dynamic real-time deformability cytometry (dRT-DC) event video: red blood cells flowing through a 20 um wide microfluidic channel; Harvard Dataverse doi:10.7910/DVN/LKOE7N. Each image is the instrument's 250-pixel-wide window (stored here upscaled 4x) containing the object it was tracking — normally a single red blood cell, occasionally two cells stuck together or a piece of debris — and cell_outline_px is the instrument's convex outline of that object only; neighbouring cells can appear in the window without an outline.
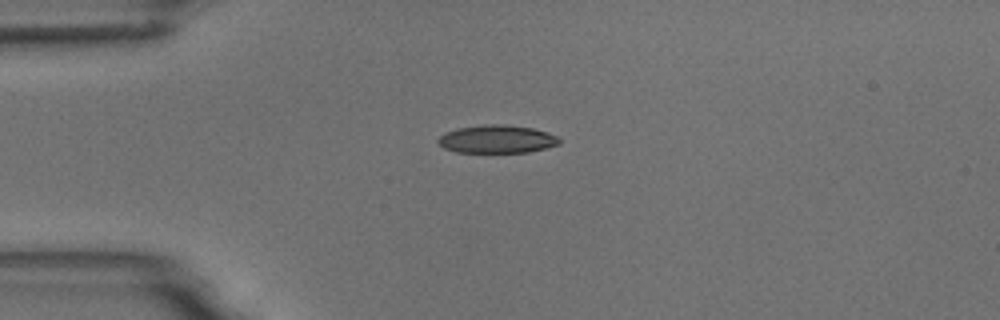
{"species": "common noctule bat (a hibernating species)", "species_latin": "Nyctalus noctula", "temperature_condition": "room temperature", "stored_images_in_passage": 8, "camera_frame_rate_fps": 3000, "um_per_image_px": 0.085, "animal": {"sex": "male", "body_mass_g": 18.8}, "frame": {"image": 1, "passage_image": 1, "time_ms": 0.0, "image_size_px": [1000, 320], "cell_outline_px": [[560, 144], [528, 152], [456, 152], [444, 148], [436, 140], [444, 132], [456, 128], [488, 124], [504, 124], [532, 128], [548, 132], [556, 136], [560, 140]], "centroid_in_image_um": [42.22, 11.82], "position_along_channel_um": 42.8, "area_um2": 19.77}}
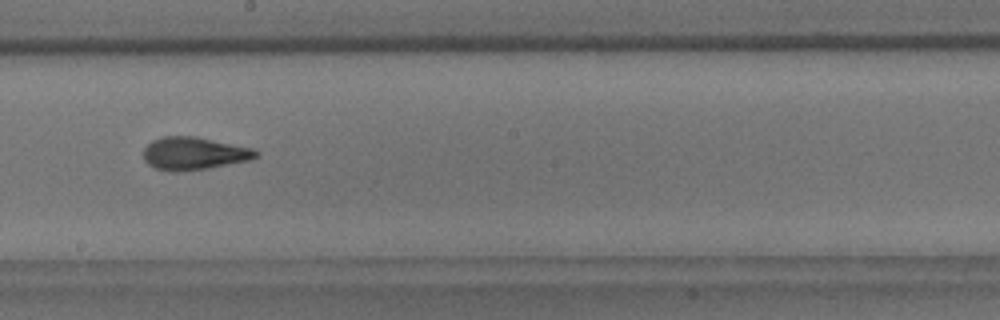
{"frame": {"image": 2, "passage_image": 6, "time_ms": 5.667, "image_size_px": [1000, 320], "cell_outline_px": [[260, 152], [256, 156], [248, 160], [208, 168], [180, 172], [168, 172], [156, 168], [148, 164], [144, 160], [144, 148], [152, 140], [160, 136], [196, 136], [252, 148]], "centroid_in_image_um": [16.44, 13.04], "position_along_channel_um": 231.8, "area_um2": 21.5}}